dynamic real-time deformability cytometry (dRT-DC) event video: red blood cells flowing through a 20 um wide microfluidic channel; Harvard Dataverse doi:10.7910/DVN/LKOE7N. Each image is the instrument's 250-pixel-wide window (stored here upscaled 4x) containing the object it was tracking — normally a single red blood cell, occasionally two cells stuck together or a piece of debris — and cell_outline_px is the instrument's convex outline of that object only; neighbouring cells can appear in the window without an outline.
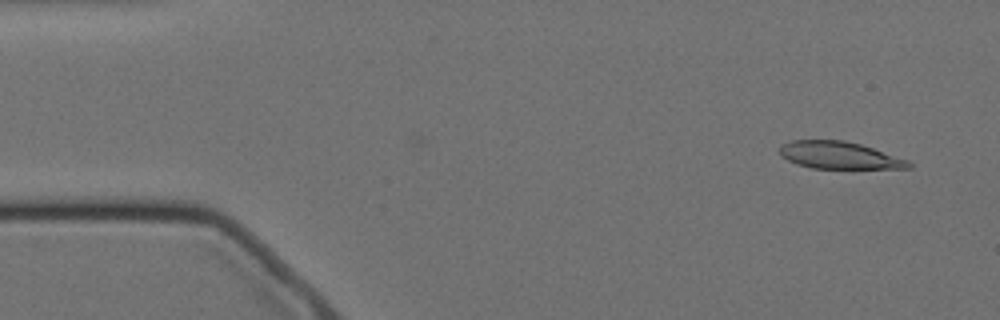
{"species": "Egyptian fruit bat (a non-hibernating species)", "species_latin": "Rousettus aegyptiacus", "temperature_condition": "cold", "stored_images_in_passage": 3, "camera_frame_rate_fps": 3000, "um_per_image_px": 0.085, "animal": {"sex": "female"}, "frame": {"image": 1, "passage_image": 3, "time_ms": 2.333, "image_size_px": [1000, 320], "cell_outline_px": [[912, 168], [812, 168], [796, 164], [780, 156], [780, 144], [792, 140], [844, 140], [860, 144], [908, 160], [912, 164]], "centroid_in_image_um": [71.3, 13.19], "position_along_channel_um": 13.7, "area_um2": 20.35}}